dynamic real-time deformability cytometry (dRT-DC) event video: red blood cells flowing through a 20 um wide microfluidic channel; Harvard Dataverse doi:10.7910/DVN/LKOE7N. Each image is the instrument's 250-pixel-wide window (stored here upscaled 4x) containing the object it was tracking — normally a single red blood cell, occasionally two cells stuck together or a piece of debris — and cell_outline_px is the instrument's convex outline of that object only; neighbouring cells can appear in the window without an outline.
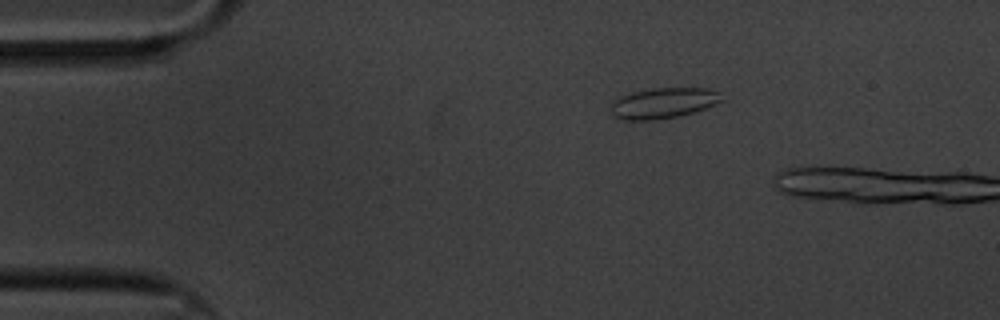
{"species": "common noctule bat (a hibernating species)", "species_latin": "Nyctalus noctula", "temperature_condition": "cold", "stored_images_in_passage": 6, "camera_frame_rate_fps": 3000, "um_per_image_px": 0.085, "animal": {"sex": "male", "body_mass_g": 20.1, "forearm_length_mm": 53.5}, "frame": {"image": 1, "passage_image": 4, "time_ms": 1.0, "image_size_px": [1000, 320], "cell_outline_px": [[724, 100], [704, 108], [692, 112], [676, 116], [652, 120], [628, 120], [616, 116], [612, 112], [612, 104], [620, 96], [632, 92], [652, 88], [708, 88], [716, 92]], "centroid_in_image_um": [56.38, 8.74], "position_along_channel_um": 28.6, "area_um2": 19.25}}